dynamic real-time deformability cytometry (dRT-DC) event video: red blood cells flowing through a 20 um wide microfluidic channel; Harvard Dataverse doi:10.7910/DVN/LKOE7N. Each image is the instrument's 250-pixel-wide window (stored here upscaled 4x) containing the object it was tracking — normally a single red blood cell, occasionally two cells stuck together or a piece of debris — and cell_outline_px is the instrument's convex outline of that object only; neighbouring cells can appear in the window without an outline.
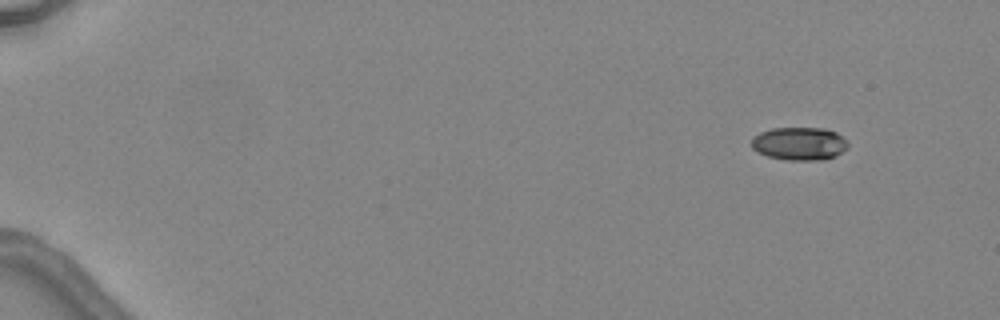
{"species": "common noctule bat (a hibernating species)", "species_latin": "Nyctalus noctula", "temperature_condition": "warm", "stored_images_in_passage": 5, "camera_frame_rate_fps": 3000, "um_per_image_px": 0.085, "animal": {"sex": "female", "body_mass_g": 24.6, "forearm_length_mm": 56.2}, "frame": {"image": 1, "passage_image": 1, "time_ms": 0.0, "image_size_px": [1000, 320], "cell_outline_px": [[848, 148], [836, 156], [820, 160], [788, 160], [768, 156], [752, 148], [752, 136], [760, 132], [772, 128], [824, 128], [836, 132], [848, 144]], "centroid_in_image_um": [67.94, 12.2], "position_along_channel_um": 17.1, "area_um2": 18.5}}
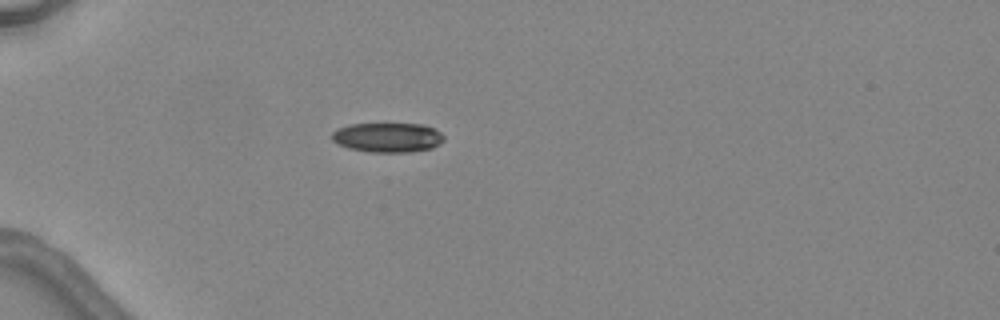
{"frame": {"image": 2, "passage_image": 4, "time_ms": 3.667, "image_size_px": [1000, 320], "cell_outline_px": [[444, 140], [440, 144], [432, 148], [412, 152], [368, 152], [348, 148], [332, 140], [332, 132], [336, 128], [348, 124], [424, 124], [440, 132], [444, 136]], "centroid_in_image_um": [32.95, 11.68], "position_along_channel_um": 52.1, "area_um2": 19.42}}